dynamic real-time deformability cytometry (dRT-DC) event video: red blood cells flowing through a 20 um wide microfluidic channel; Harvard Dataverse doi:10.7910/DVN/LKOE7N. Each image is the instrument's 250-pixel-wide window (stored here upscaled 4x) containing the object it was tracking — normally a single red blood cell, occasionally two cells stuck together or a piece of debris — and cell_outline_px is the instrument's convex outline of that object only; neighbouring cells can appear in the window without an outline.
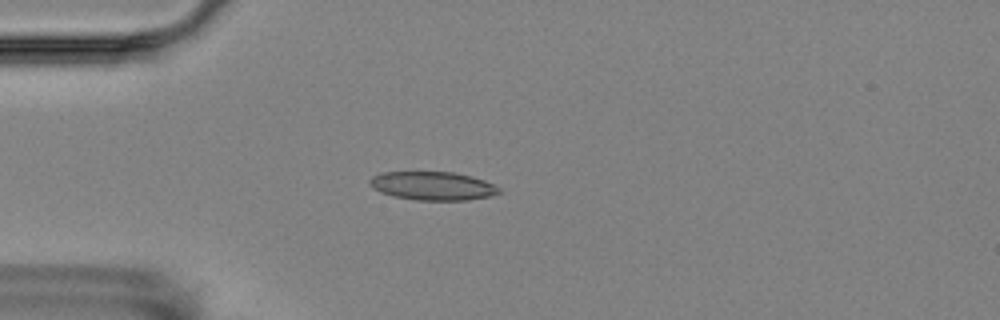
{"species": "Egyptian fruit bat (a non-hibernating species)", "species_latin": "Rousettus aegyptiacus", "temperature_condition": "room temperature", "stored_images_in_passage": 9, "camera_frame_rate_fps": 3000, "um_per_image_px": 0.085, "animal": {"sex": "female"}, "frame": {"image": 1, "passage_image": 4, "time_ms": 3.667, "image_size_px": [1000, 320], "cell_outline_px": [[500, 192], [492, 196], [468, 200], [416, 200], [392, 196], [380, 192], [372, 188], [368, 184], [368, 180], [372, 176], [380, 172], [452, 172], [472, 176], [484, 180], [500, 188]], "centroid_in_image_um": [36.74, 15.8], "position_along_channel_um": 48.3, "area_um2": 21.68}}
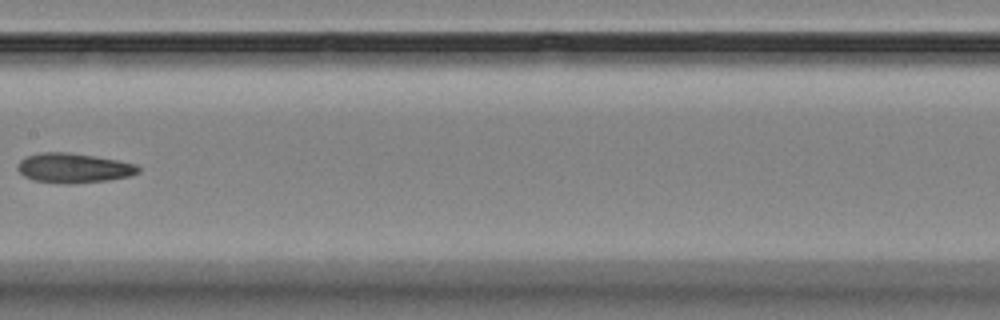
{"frame": {"image": 2, "passage_image": 8, "time_ms": 8.333, "image_size_px": [1000, 320], "cell_outline_px": [[140, 172], [132, 176], [108, 180], [76, 184], [64, 184], [32, 180], [24, 176], [16, 168], [16, 164], [24, 156], [40, 152], [64, 152], [92, 156], [116, 160], [136, 164], [140, 168]], "centroid_in_image_um": [6.23, 14.29], "position_along_channel_um": 201.2, "area_um2": 21.1}}
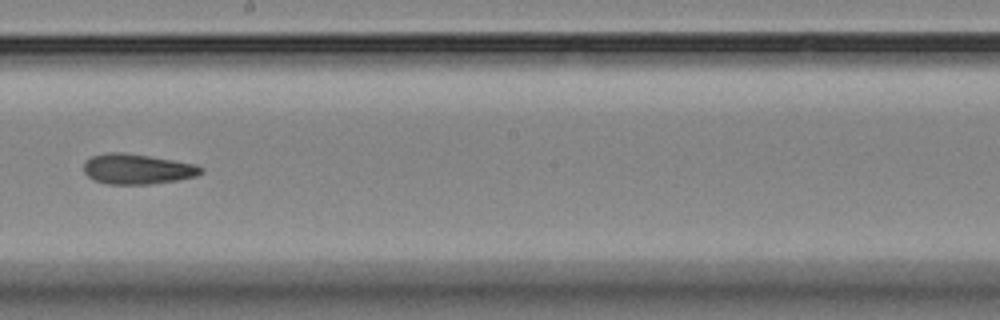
{"frame": {"image": 3, "passage_image": 9, "time_ms": 9.333, "image_size_px": [1000, 320], "cell_outline_px": [[204, 172], [196, 176], [176, 180], [148, 184], [108, 184], [96, 180], [88, 176], [84, 172], [84, 164], [92, 156], [104, 152], [124, 152], [196, 164], [204, 168]], "centroid_in_image_um": [11.68, 14.36], "position_along_channel_um": 236.5, "area_um2": 20.52}}